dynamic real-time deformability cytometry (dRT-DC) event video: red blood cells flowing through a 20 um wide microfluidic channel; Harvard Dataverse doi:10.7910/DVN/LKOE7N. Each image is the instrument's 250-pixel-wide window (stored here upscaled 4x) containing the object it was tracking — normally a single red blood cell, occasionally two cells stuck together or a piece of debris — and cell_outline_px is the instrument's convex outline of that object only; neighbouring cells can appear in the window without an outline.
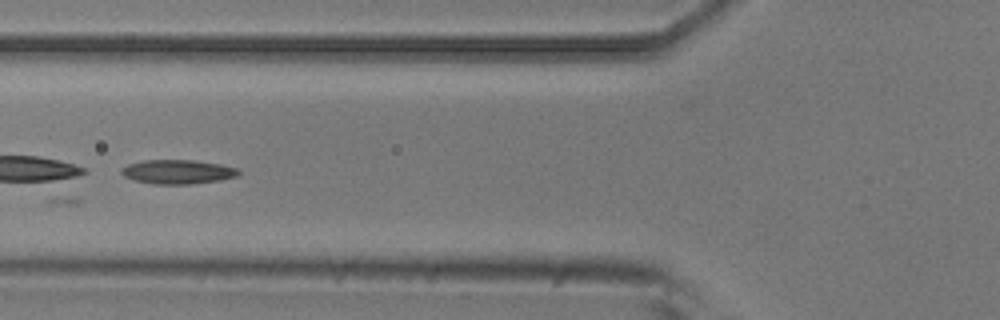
{"species": "common noctule bat (a hibernating species)", "species_latin": "Nyctalus noctula", "temperature_condition": "room temperature", "stored_images_in_passage": 7, "segment_of_instrument_passage": [2, 2], "camera_frame_rate_fps": 3000, "um_per_image_px": 0.085, "animal": {"sex": "male", "body_mass_g": 20.5, "forearm_length_mm": 52.5}, "frame": {"image": 1, "passage_image": 5, "time_ms": 5.0, "image_size_px": [1000, 320], "cell_outline_px": [[240, 176], [220, 180], [192, 184], [152, 184], [132, 180], [124, 176], [120, 172], [120, 168], [128, 164], [144, 160], [196, 160], [220, 164], [236, 168], [240, 172]], "centroid_in_image_um": [15.09, 14.61], "position_along_channel_um": 110.7, "area_um2": 16.7}}